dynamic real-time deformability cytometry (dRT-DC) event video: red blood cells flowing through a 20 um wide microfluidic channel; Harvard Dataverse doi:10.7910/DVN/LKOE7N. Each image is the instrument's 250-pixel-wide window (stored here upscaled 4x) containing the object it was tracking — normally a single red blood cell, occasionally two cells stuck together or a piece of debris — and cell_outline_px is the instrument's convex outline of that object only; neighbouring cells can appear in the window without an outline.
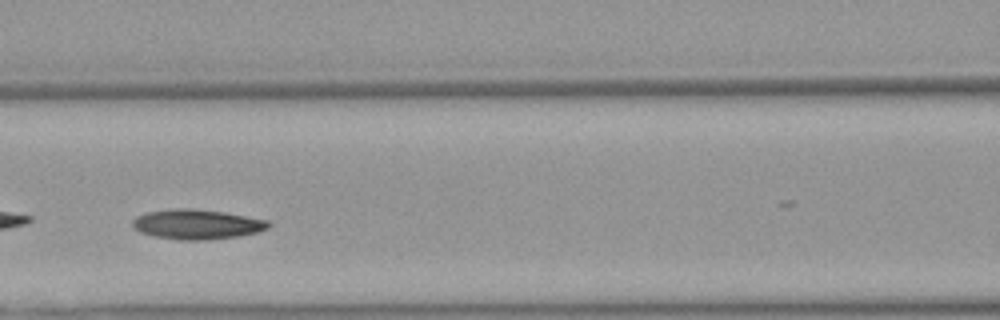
{"species": "Egyptian fruit bat (a non-hibernating species)", "species_latin": "Rousettus aegyptiacus", "temperature_condition": "warm", "stored_images_in_passage": 29, "camera_frame_rate_fps": 3000, "um_per_image_px": 0.085, "animal": {"sex": "female"}, "frame": {"image": 1, "passage_image": 9, "time_ms": 2.667, "image_size_px": [1000, 320], "cell_outline_px": [[272, 224], [268, 228], [256, 232], [240, 236], [208, 240], [180, 240], [156, 236], [140, 232], [132, 224], [132, 220], [136, 216], [148, 212], [176, 208], [192, 208], [224, 212], [268, 220]], "centroid_in_image_um": [16.76, 19.06], "position_along_channel_um": 149.8, "area_um2": 23.58}}
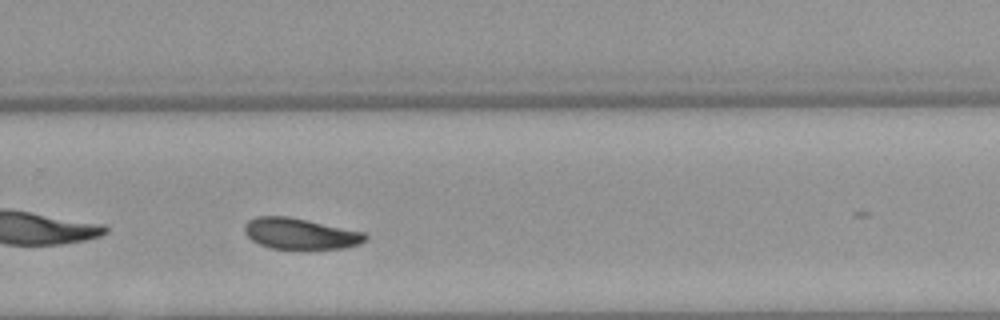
{"frame": {"image": 2, "passage_image": 21, "time_ms": 6.667, "image_size_px": [1000, 320], "cell_outline_px": [[368, 236], [360, 244], [344, 248], [268, 248], [252, 240], [244, 232], [244, 224], [248, 220], [256, 216], [288, 216], [364, 232]], "centroid_in_image_um": [25.49, 19.85], "position_along_channel_um": 304.3, "area_um2": 21.62}}
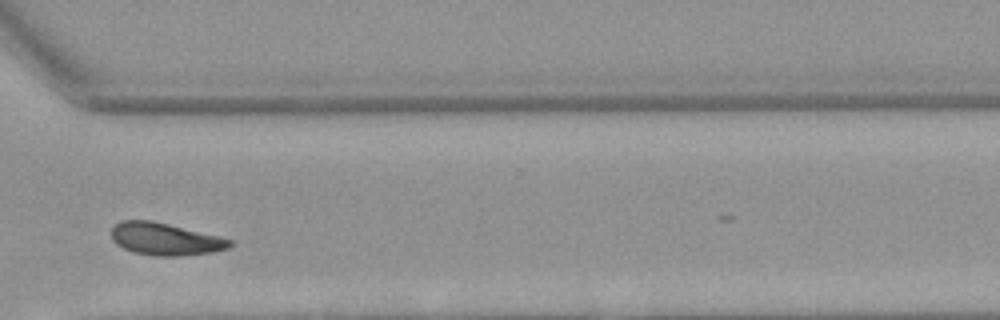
{"frame": {"image": 3, "passage_image": 25, "time_ms": 8.0, "image_size_px": [1000, 320], "cell_outline_px": [[232, 244], [228, 248], [212, 252], [180, 256], [152, 256], [132, 252], [116, 244], [112, 240], [112, 228], [120, 220], [152, 220], [220, 236], [232, 240]], "centroid_in_image_um": [14.03, 20.32], "position_along_channel_um": 356.6, "area_um2": 22.43}, "authors_computed_cell_mechanics": {"area_um2": 22.5998, "velocity_mm_per_s": 3.883, "shape_relaxation_time_tau1_ms": 4.6324, "shape_relaxation_time_tau2_ms": null, "deformation_change_tau1": 0.1222, "deformation_change_tau2": null}}